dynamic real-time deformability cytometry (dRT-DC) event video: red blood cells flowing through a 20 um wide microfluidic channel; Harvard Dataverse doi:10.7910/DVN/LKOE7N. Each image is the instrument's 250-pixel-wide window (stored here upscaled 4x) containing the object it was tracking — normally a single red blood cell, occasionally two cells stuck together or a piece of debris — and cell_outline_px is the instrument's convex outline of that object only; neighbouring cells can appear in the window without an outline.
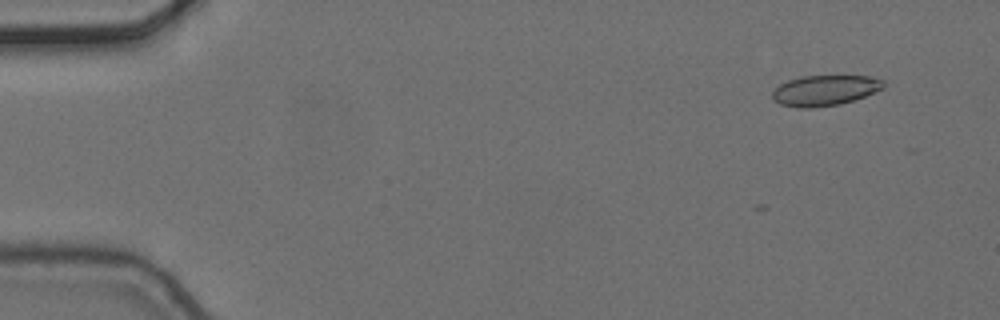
{"species": "common noctule bat (a hibernating species)", "species_latin": "Nyctalus noctula", "temperature_condition": "cold", "stored_images_in_passage": 5, "camera_frame_rate_fps": 3000, "um_per_image_px": 0.085, "animal": {"sex": "female", "body_mass_g": 24.6, "forearm_length_mm": 56.2}, "frame": {"image": 1, "passage_image": 2, "time_ms": 0.333, "image_size_px": [1000, 320], "cell_outline_px": [[884, 88], [864, 96], [840, 104], [812, 108], [796, 108], [780, 104], [772, 96], [772, 92], [780, 84], [788, 80], [800, 76], [872, 76], [884, 80]], "centroid_in_image_um": [70.11, 7.68], "position_along_channel_um": 14.9, "area_um2": 19.71}}
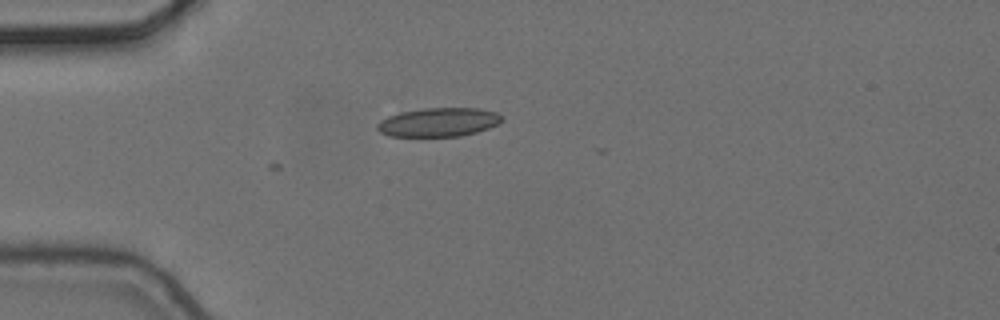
{"frame": {"image": 2, "passage_image": 5, "time_ms": 1.333, "image_size_px": [1000, 320], "cell_outline_px": [[504, 120], [500, 124], [476, 132], [460, 136], [388, 136], [380, 132], [376, 128], [376, 124], [380, 120], [388, 116], [400, 112], [424, 108], [480, 108], [496, 112]], "centroid_in_image_um": [37.28, 10.38], "position_along_channel_um": 47.7, "area_um2": 21.04}}